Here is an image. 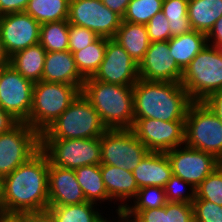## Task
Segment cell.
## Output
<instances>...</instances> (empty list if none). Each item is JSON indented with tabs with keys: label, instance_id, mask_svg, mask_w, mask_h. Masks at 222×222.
<instances>
[{
	"label": "cell",
	"instance_id": "cell-37",
	"mask_svg": "<svg viewBox=\"0 0 222 222\" xmlns=\"http://www.w3.org/2000/svg\"><path fill=\"white\" fill-rule=\"evenodd\" d=\"M99 36L88 28L69 24V51L73 54L95 42Z\"/></svg>",
	"mask_w": 222,
	"mask_h": 222
},
{
	"label": "cell",
	"instance_id": "cell-52",
	"mask_svg": "<svg viewBox=\"0 0 222 222\" xmlns=\"http://www.w3.org/2000/svg\"><path fill=\"white\" fill-rule=\"evenodd\" d=\"M219 52L222 54V43L217 47Z\"/></svg>",
	"mask_w": 222,
	"mask_h": 222
},
{
	"label": "cell",
	"instance_id": "cell-22",
	"mask_svg": "<svg viewBox=\"0 0 222 222\" xmlns=\"http://www.w3.org/2000/svg\"><path fill=\"white\" fill-rule=\"evenodd\" d=\"M168 43L170 56L183 71L196 55L208 45L206 34L196 30L174 36Z\"/></svg>",
	"mask_w": 222,
	"mask_h": 222
},
{
	"label": "cell",
	"instance_id": "cell-28",
	"mask_svg": "<svg viewBox=\"0 0 222 222\" xmlns=\"http://www.w3.org/2000/svg\"><path fill=\"white\" fill-rule=\"evenodd\" d=\"M70 0H29L25 13L40 24L68 19Z\"/></svg>",
	"mask_w": 222,
	"mask_h": 222
},
{
	"label": "cell",
	"instance_id": "cell-6",
	"mask_svg": "<svg viewBox=\"0 0 222 222\" xmlns=\"http://www.w3.org/2000/svg\"><path fill=\"white\" fill-rule=\"evenodd\" d=\"M80 93L76 86L70 84L43 80L34 83L28 124L41 134Z\"/></svg>",
	"mask_w": 222,
	"mask_h": 222
},
{
	"label": "cell",
	"instance_id": "cell-8",
	"mask_svg": "<svg viewBox=\"0 0 222 222\" xmlns=\"http://www.w3.org/2000/svg\"><path fill=\"white\" fill-rule=\"evenodd\" d=\"M41 149L54 166L75 170L101 164L100 137L88 139H41Z\"/></svg>",
	"mask_w": 222,
	"mask_h": 222
},
{
	"label": "cell",
	"instance_id": "cell-46",
	"mask_svg": "<svg viewBox=\"0 0 222 222\" xmlns=\"http://www.w3.org/2000/svg\"><path fill=\"white\" fill-rule=\"evenodd\" d=\"M18 121L0 107V135L13 128Z\"/></svg>",
	"mask_w": 222,
	"mask_h": 222
},
{
	"label": "cell",
	"instance_id": "cell-45",
	"mask_svg": "<svg viewBox=\"0 0 222 222\" xmlns=\"http://www.w3.org/2000/svg\"><path fill=\"white\" fill-rule=\"evenodd\" d=\"M131 0H101L111 11L123 18L126 8Z\"/></svg>",
	"mask_w": 222,
	"mask_h": 222
},
{
	"label": "cell",
	"instance_id": "cell-12",
	"mask_svg": "<svg viewBox=\"0 0 222 222\" xmlns=\"http://www.w3.org/2000/svg\"><path fill=\"white\" fill-rule=\"evenodd\" d=\"M67 21L110 39L115 37L122 18L101 0H70Z\"/></svg>",
	"mask_w": 222,
	"mask_h": 222
},
{
	"label": "cell",
	"instance_id": "cell-11",
	"mask_svg": "<svg viewBox=\"0 0 222 222\" xmlns=\"http://www.w3.org/2000/svg\"><path fill=\"white\" fill-rule=\"evenodd\" d=\"M34 83L12 66L0 69V107L18 122L28 124Z\"/></svg>",
	"mask_w": 222,
	"mask_h": 222
},
{
	"label": "cell",
	"instance_id": "cell-23",
	"mask_svg": "<svg viewBox=\"0 0 222 222\" xmlns=\"http://www.w3.org/2000/svg\"><path fill=\"white\" fill-rule=\"evenodd\" d=\"M113 39L124 48L137 64L143 59L151 43L144 24H133L126 21H121Z\"/></svg>",
	"mask_w": 222,
	"mask_h": 222
},
{
	"label": "cell",
	"instance_id": "cell-9",
	"mask_svg": "<svg viewBox=\"0 0 222 222\" xmlns=\"http://www.w3.org/2000/svg\"><path fill=\"white\" fill-rule=\"evenodd\" d=\"M41 149V134L25 122H18L0 135V178L13 172Z\"/></svg>",
	"mask_w": 222,
	"mask_h": 222
},
{
	"label": "cell",
	"instance_id": "cell-39",
	"mask_svg": "<svg viewBox=\"0 0 222 222\" xmlns=\"http://www.w3.org/2000/svg\"><path fill=\"white\" fill-rule=\"evenodd\" d=\"M166 222H194L192 204L184 202H167Z\"/></svg>",
	"mask_w": 222,
	"mask_h": 222
},
{
	"label": "cell",
	"instance_id": "cell-19",
	"mask_svg": "<svg viewBox=\"0 0 222 222\" xmlns=\"http://www.w3.org/2000/svg\"><path fill=\"white\" fill-rule=\"evenodd\" d=\"M100 171L108 195L113 201L112 207L116 208L115 212L124 210L139 190L133 172L107 164H100ZM115 204L118 206L115 207Z\"/></svg>",
	"mask_w": 222,
	"mask_h": 222
},
{
	"label": "cell",
	"instance_id": "cell-13",
	"mask_svg": "<svg viewBox=\"0 0 222 222\" xmlns=\"http://www.w3.org/2000/svg\"><path fill=\"white\" fill-rule=\"evenodd\" d=\"M132 131L151 152H167L185 142V121L134 118Z\"/></svg>",
	"mask_w": 222,
	"mask_h": 222
},
{
	"label": "cell",
	"instance_id": "cell-20",
	"mask_svg": "<svg viewBox=\"0 0 222 222\" xmlns=\"http://www.w3.org/2000/svg\"><path fill=\"white\" fill-rule=\"evenodd\" d=\"M42 80L74 85L80 91L85 81L76 67L73 54L69 50L46 53Z\"/></svg>",
	"mask_w": 222,
	"mask_h": 222
},
{
	"label": "cell",
	"instance_id": "cell-29",
	"mask_svg": "<svg viewBox=\"0 0 222 222\" xmlns=\"http://www.w3.org/2000/svg\"><path fill=\"white\" fill-rule=\"evenodd\" d=\"M107 38L99 37L95 42L86 48L73 53L76 67L84 78H91L99 69L104 59Z\"/></svg>",
	"mask_w": 222,
	"mask_h": 222
},
{
	"label": "cell",
	"instance_id": "cell-49",
	"mask_svg": "<svg viewBox=\"0 0 222 222\" xmlns=\"http://www.w3.org/2000/svg\"><path fill=\"white\" fill-rule=\"evenodd\" d=\"M0 222H25L24 217L21 214H8L6 213Z\"/></svg>",
	"mask_w": 222,
	"mask_h": 222
},
{
	"label": "cell",
	"instance_id": "cell-36",
	"mask_svg": "<svg viewBox=\"0 0 222 222\" xmlns=\"http://www.w3.org/2000/svg\"><path fill=\"white\" fill-rule=\"evenodd\" d=\"M192 207L194 222H222V206L207 200L195 199Z\"/></svg>",
	"mask_w": 222,
	"mask_h": 222
},
{
	"label": "cell",
	"instance_id": "cell-41",
	"mask_svg": "<svg viewBox=\"0 0 222 222\" xmlns=\"http://www.w3.org/2000/svg\"><path fill=\"white\" fill-rule=\"evenodd\" d=\"M29 0H0V16L24 12Z\"/></svg>",
	"mask_w": 222,
	"mask_h": 222
},
{
	"label": "cell",
	"instance_id": "cell-2",
	"mask_svg": "<svg viewBox=\"0 0 222 222\" xmlns=\"http://www.w3.org/2000/svg\"><path fill=\"white\" fill-rule=\"evenodd\" d=\"M191 103L187 91L178 82L146 81L139 78L133 85L134 118L185 121Z\"/></svg>",
	"mask_w": 222,
	"mask_h": 222
},
{
	"label": "cell",
	"instance_id": "cell-43",
	"mask_svg": "<svg viewBox=\"0 0 222 222\" xmlns=\"http://www.w3.org/2000/svg\"><path fill=\"white\" fill-rule=\"evenodd\" d=\"M206 38L210 46L218 47L222 43V16L215 22Z\"/></svg>",
	"mask_w": 222,
	"mask_h": 222
},
{
	"label": "cell",
	"instance_id": "cell-38",
	"mask_svg": "<svg viewBox=\"0 0 222 222\" xmlns=\"http://www.w3.org/2000/svg\"><path fill=\"white\" fill-rule=\"evenodd\" d=\"M150 42L169 41L172 38L169 22L163 12H158L145 25Z\"/></svg>",
	"mask_w": 222,
	"mask_h": 222
},
{
	"label": "cell",
	"instance_id": "cell-35",
	"mask_svg": "<svg viewBox=\"0 0 222 222\" xmlns=\"http://www.w3.org/2000/svg\"><path fill=\"white\" fill-rule=\"evenodd\" d=\"M164 190L167 202H184L192 204L196 198L195 188L175 175L171 176Z\"/></svg>",
	"mask_w": 222,
	"mask_h": 222
},
{
	"label": "cell",
	"instance_id": "cell-51",
	"mask_svg": "<svg viewBox=\"0 0 222 222\" xmlns=\"http://www.w3.org/2000/svg\"><path fill=\"white\" fill-rule=\"evenodd\" d=\"M218 168L222 171V160H219Z\"/></svg>",
	"mask_w": 222,
	"mask_h": 222
},
{
	"label": "cell",
	"instance_id": "cell-18",
	"mask_svg": "<svg viewBox=\"0 0 222 222\" xmlns=\"http://www.w3.org/2000/svg\"><path fill=\"white\" fill-rule=\"evenodd\" d=\"M48 206H64L86 202L75 171L54 166L49 162L48 170Z\"/></svg>",
	"mask_w": 222,
	"mask_h": 222
},
{
	"label": "cell",
	"instance_id": "cell-1",
	"mask_svg": "<svg viewBox=\"0 0 222 222\" xmlns=\"http://www.w3.org/2000/svg\"><path fill=\"white\" fill-rule=\"evenodd\" d=\"M49 159L40 149L2 179L0 206L8 214L48 209Z\"/></svg>",
	"mask_w": 222,
	"mask_h": 222
},
{
	"label": "cell",
	"instance_id": "cell-7",
	"mask_svg": "<svg viewBox=\"0 0 222 222\" xmlns=\"http://www.w3.org/2000/svg\"><path fill=\"white\" fill-rule=\"evenodd\" d=\"M186 146L222 160V121L205 102H192L185 118Z\"/></svg>",
	"mask_w": 222,
	"mask_h": 222
},
{
	"label": "cell",
	"instance_id": "cell-27",
	"mask_svg": "<svg viewBox=\"0 0 222 222\" xmlns=\"http://www.w3.org/2000/svg\"><path fill=\"white\" fill-rule=\"evenodd\" d=\"M102 207L104 206L86 201L73 205L48 206V209L56 222H97L106 210Z\"/></svg>",
	"mask_w": 222,
	"mask_h": 222
},
{
	"label": "cell",
	"instance_id": "cell-50",
	"mask_svg": "<svg viewBox=\"0 0 222 222\" xmlns=\"http://www.w3.org/2000/svg\"><path fill=\"white\" fill-rule=\"evenodd\" d=\"M6 214L5 210L0 206V220Z\"/></svg>",
	"mask_w": 222,
	"mask_h": 222
},
{
	"label": "cell",
	"instance_id": "cell-40",
	"mask_svg": "<svg viewBox=\"0 0 222 222\" xmlns=\"http://www.w3.org/2000/svg\"><path fill=\"white\" fill-rule=\"evenodd\" d=\"M130 222H166V205L160 208L141 210Z\"/></svg>",
	"mask_w": 222,
	"mask_h": 222
},
{
	"label": "cell",
	"instance_id": "cell-30",
	"mask_svg": "<svg viewBox=\"0 0 222 222\" xmlns=\"http://www.w3.org/2000/svg\"><path fill=\"white\" fill-rule=\"evenodd\" d=\"M39 43L47 52L69 50V22L62 20L41 24Z\"/></svg>",
	"mask_w": 222,
	"mask_h": 222
},
{
	"label": "cell",
	"instance_id": "cell-16",
	"mask_svg": "<svg viewBox=\"0 0 222 222\" xmlns=\"http://www.w3.org/2000/svg\"><path fill=\"white\" fill-rule=\"evenodd\" d=\"M40 23L25 12L0 16V39L9 56L39 43Z\"/></svg>",
	"mask_w": 222,
	"mask_h": 222
},
{
	"label": "cell",
	"instance_id": "cell-24",
	"mask_svg": "<svg viewBox=\"0 0 222 222\" xmlns=\"http://www.w3.org/2000/svg\"><path fill=\"white\" fill-rule=\"evenodd\" d=\"M46 53L47 51L40 43L29 46L10 56V66L25 79L33 83L40 82L42 80Z\"/></svg>",
	"mask_w": 222,
	"mask_h": 222
},
{
	"label": "cell",
	"instance_id": "cell-10",
	"mask_svg": "<svg viewBox=\"0 0 222 222\" xmlns=\"http://www.w3.org/2000/svg\"><path fill=\"white\" fill-rule=\"evenodd\" d=\"M101 164L112 165L130 172L150 151L132 129H107L100 136Z\"/></svg>",
	"mask_w": 222,
	"mask_h": 222
},
{
	"label": "cell",
	"instance_id": "cell-5",
	"mask_svg": "<svg viewBox=\"0 0 222 222\" xmlns=\"http://www.w3.org/2000/svg\"><path fill=\"white\" fill-rule=\"evenodd\" d=\"M181 85L192 102H204L222 90V54L207 45L183 71Z\"/></svg>",
	"mask_w": 222,
	"mask_h": 222
},
{
	"label": "cell",
	"instance_id": "cell-32",
	"mask_svg": "<svg viewBox=\"0 0 222 222\" xmlns=\"http://www.w3.org/2000/svg\"><path fill=\"white\" fill-rule=\"evenodd\" d=\"M162 12L169 22L172 37L193 30L188 19V0H163Z\"/></svg>",
	"mask_w": 222,
	"mask_h": 222
},
{
	"label": "cell",
	"instance_id": "cell-53",
	"mask_svg": "<svg viewBox=\"0 0 222 222\" xmlns=\"http://www.w3.org/2000/svg\"><path fill=\"white\" fill-rule=\"evenodd\" d=\"M1 182H2V179L0 178V195H1Z\"/></svg>",
	"mask_w": 222,
	"mask_h": 222
},
{
	"label": "cell",
	"instance_id": "cell-3",
	"mask_svg": "<svg viewBox=\"0 0 222 222\" xmlns=\"http://www.w3.org/2000/svg\"><path fill=\"white\" fill-rule=\"evenodd\" d=\"M81 93L95 108L107 129H132L134 125L133 86L87 78Z\"/></svg>",
	"mask_w": 222,
	"mask_h": 222
},
{
	"label": "cell",
	"instance_id": "cell-4",
	"mask_svg": "<svg viewBox=\"0 0 222 222\" xmlns=\"http://www.w3.org/2000/svg\"><path fill=\"white\" fill-rule=\"evenodd\" d=\"M106 130L95 108L80 93L69 107L41 133V139L97 138Z\"/></svg>",
	"mask_w": 222,
	"mask_h": 222
},
{
	"label": "cell",
	"instance_id": "cell-25",
	"mask_svg": "<svg viewBox=\"0 0 222 222\" xmlns=\"http://www.w3.org/2000/svg\"><path fill=\"white\" fill-rule=\"evenodd\" d=\"M222 16V0H188V19L193 30L208 34Z\"/></svg>",
	"mask_w": 222,
	"mask_h": 222
},
{
	"label": "cell",
	"instance_id": "cell-42",
	"mask_svg": "<svg viewBox=\"0 0 222 222\" xmlns=\"http://www.w3.org/2000/svg\"><path fill=\"white\" fill-rule=\"evenodd\" d=\"M25 222H56L49 209L21 214Z\"/></svg>",
	"mask_w": 222,
	"mask_h": 222
},
{
	"label": "cell",
	"instance_id": "cell-47",
	"mask_svg": "<svg viewBox=\"0 0 222 222\" xmlns=\"http://www.w3.org/2000/svg\"><path fill=\"white\" fill-rule=\"evenodd\" d=\"M116 216L110 217L111 214H107L109 217L106 218L104 215L97 222H129L126 219L125 213L123 210H119L115 212ZM115 217V218H114ZM117 218V219H116Z\"/></svg>",
	"mask_w": 222,
	"mask_h": 222
},
{
	"label": "cell",
	"instance_id": "cell-31",
	"mask_svg": "<svg viewBox=\"0 0 222 222\" xmlns=\"http://www.w3.org/2000/svg\"><path fill=\"white\" fill-rule=\"evenodd\" d=\"M167 203L165 190L159 186L140 188L136 197L123 210L126 219L130 222L141 210L160 208Z\"/></svg>",
	"mask_w": 222,
	"mask_h": 222
},
{
	"label": "cell",
	"instance_id": "cell-34",
	"mask_svg": "<svg viewBox=\"0 0 222 222\" xmlns=\"http://www.w3.org/2000/svg\"><path fill=\"white\" fill-rule=\"evenodd\" d=\"M196 198L222 206V171L217 167L196 188Z\"/></svg>",
	"mask_w": 222,
	"mask_h": 222
},
{
	"label": "cell",
	"instance_id": "cell-15",
	"mask_svg": "<svg viewBox=\"0 0 222 222\" xmlns=\"http://www.w3.org/2000/svg\"><path fill=\"white\" fill-rule=\"evenodd\" d=\"M105 83L133 86L139 77L138 64L113 38H107L104 59L91 77Z\"/></svg>",
	"mask_w": 222,
	"mask_h": 222
},
{
	"label": "cell",
	"instance_id": "cell-44",
	"mask_svg": "<svg viewBox=\"0 0 222 222\" xmlns=\"http://www.w3.org/2000/svg\"><path fill=\"white\" fill-rule=\"evenodd\" d=\"M217 117L222 121V90L212 94L206 101H204Z\"/></svg>",
	"mask_w": 222,
	"mask_h": 222
},
{
	"label": "cell",
	"instance_id": "cell-17",
	"mask_svg": "<svg viewBox=\"0 0 222 222\" xmlns=\"http://www.w3.org/2000/svg\"><path fill=\"white\" fill-rule=\"evenodd\" d=\"M169 53L168 41L151 42L146 54L138 64L140 79L180 83L183 70Z\"/></svg>",
	"mask_w": 222,
	"mask_h": 222
},
{
	"label": "cell",
	"instance_id": "cell-14",
	"mask_svg": "<svg viewBox=\"0 0 222 222\" xmlns=\"http://www.w3.org/2000/svg\"><path fill=\"white\" fill-rule=\"evenodd\" d=\"M172 173L196 188L217 167L219 160L212 154L181 145L165 152Z\"/></svg>",
	"mask_w": 222,
	"mask_h": 222
},
{
	"label": "cell",
	"instance_id": "cell-48",
	"mask_svg": "<svg viewBox=\"0 0 222 222\" xmlns=\"http://www.w3.org/2000/svg\"><path fill=\"white\" fill-rule=\"evenodd\" d=\"M10 65V56L5 51L4 45L0 39V69Z\"/></svg>",
	"mask_w": 222,
	"mask_h": 222
},
{
	"label": "cell",
	"instance_id": "cell-33",
	"mask_svg": "<svg viewBox=\"0 0 222 222\" xmlns=\"http://www.w3.org/2000/svg\"><path fill=\"white\" fill-rule=\"evenodd\" d=\"M163 0H131L126 8L122 21L133 24H144L162 11Z\"/></svg>",
	"mask_w": 222,
	"mask_h": 222
},
{
	"label": "cell",
	"instance_id": "cell-26",
	"mask_svg": "<svg viewBox=\"0 0 222 222\" xmlns=\"http://www.w3.org/2000/svg\"><path fill=\"white\" fill-rule=\"evenodd\" d=\"M74 171L86 201L100 205L103 202L109 205L112 203L102 179L100 165L82 166Z\"/></svg>",
	"mask_w": 222,
	"mask_h": 222
},
{
	"label": "cell",
	"instance_id": "cell-21",
	"mask_svg": "<svg viewBox=\"0 0 222 222\" xmlns=\"http://www.w3.org/2000/svg\"><path fill=\"white\" fill-rule=\"evenodd\" d=\"M172 173L170 161L163 152H149L133 170V176L140 188L146 186L165 187Z\"/></svg>",
	"mask_w": 222,
	"mask_h": 222
}]
</instances>
